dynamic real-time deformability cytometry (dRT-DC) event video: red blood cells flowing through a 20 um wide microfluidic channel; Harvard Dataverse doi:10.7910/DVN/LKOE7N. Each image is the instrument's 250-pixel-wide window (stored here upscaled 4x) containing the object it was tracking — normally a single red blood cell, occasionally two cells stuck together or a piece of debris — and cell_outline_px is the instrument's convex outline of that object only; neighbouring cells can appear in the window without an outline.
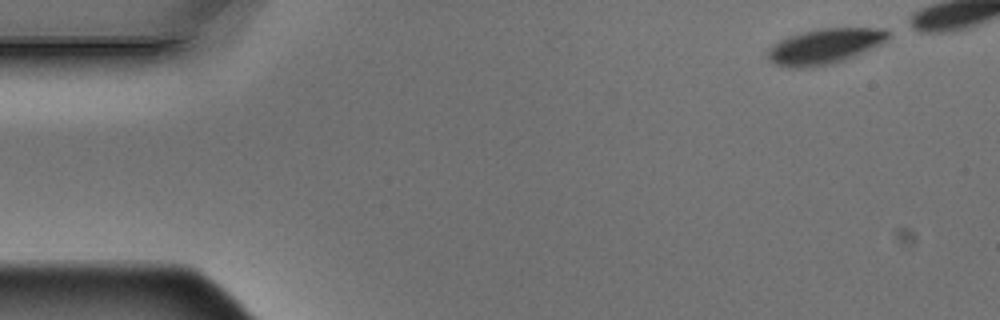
{"species": "Egyptian fruit bat (a non-hibernating species)", "species_latin": "Rousettus aegyptiacus", "temperature_condition": "warm", "stored_images_in_passage": 16, "camera_frame_rate_fps": 3000, "um_per_image_px": 0.085, "animal": {"sex": "male"}, "frame": {"image": 1, "passage_image": 1, "time_ms": 0.0, "image_size_px": [1000, 320], "cell_outline_px": [[888, 36], [880, 44], [844, 60], [812, 68], [788, 68], [776, 64], [768, 60], [768, 52], [772, 44], [788, 36], [820, 28], [884, 28], [888, 32]], "centroid_in_image_um": [70.04, 3.94], "position_along_channel_um": 15.0, "area_um2": 24.51}}
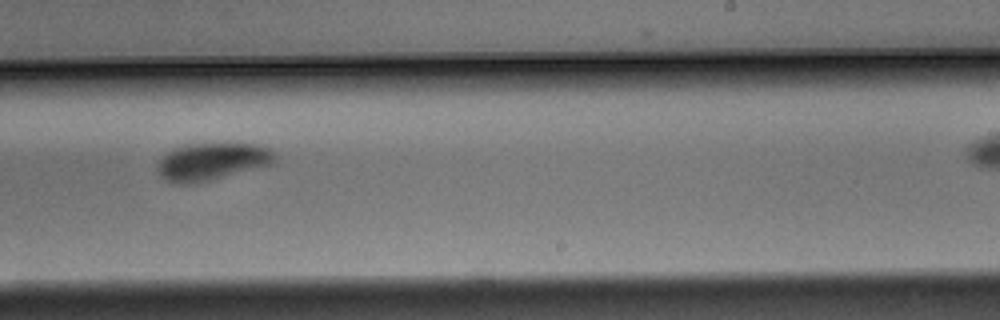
{"frame": {"image": 2, "passage_image": 10, "time_ms": 3.0, "image_size_px": [1000, 320], "cell_outline_px": [[276, 156], [272, 164], [212, 180], [192, 184], [172, 184], [160, 176], [156, 168], [156, 164], [172, 148], [188, 144], [256, 144], [268, 148]], "centroid_in_image_um": [17.96, 13.75], "position_along_channel_um": 271.0, "area_um2": 25.55}}
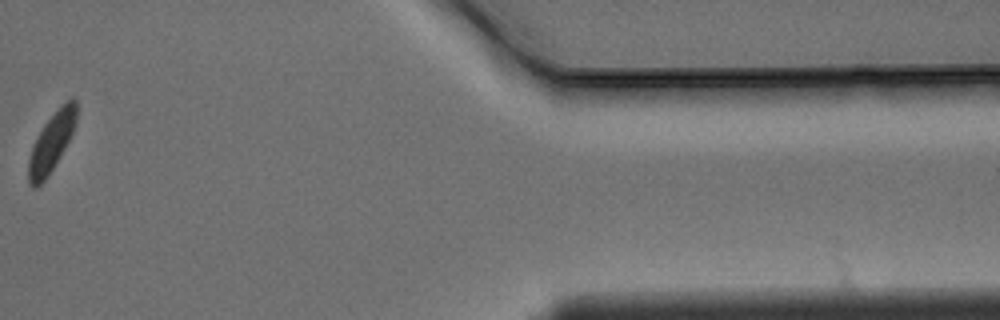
{"frame": {"image": 3, "passage_image": 15, "time_ms": 4.667, "image_size_px": [1000, 320], "cell_outline_px": [[76, 124], [64, 148], [52, 168], [44, 180], [36, 188], [32, 188], [28, 184], [28, 160], [32, 144], [36, 136], [44, 124], [60, 104], [72, 96], [76, 100]], "centroid_in_image_um": [4.35, 12.06], "position_along_channel_um": 407.1, "area_um2": 16.36}}